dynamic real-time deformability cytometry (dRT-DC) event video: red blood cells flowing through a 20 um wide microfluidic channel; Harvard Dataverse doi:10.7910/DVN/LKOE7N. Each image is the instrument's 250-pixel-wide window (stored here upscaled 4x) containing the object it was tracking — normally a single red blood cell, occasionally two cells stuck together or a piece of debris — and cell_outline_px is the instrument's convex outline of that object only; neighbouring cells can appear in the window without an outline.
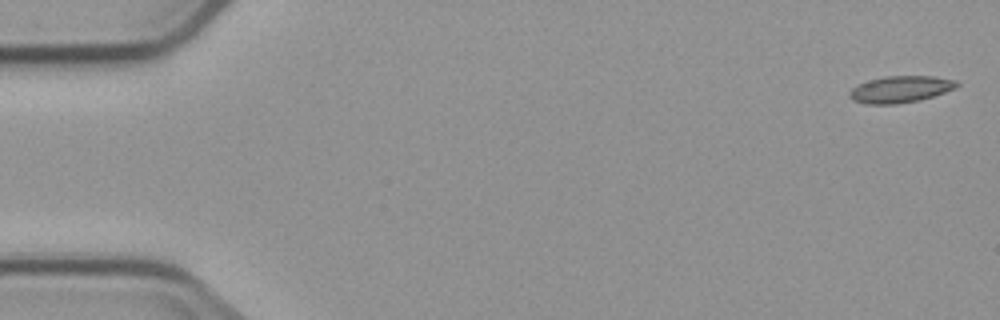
{"species": "common noctule bat (a hibernating species)", "species_latin": "Nyctalus noctula", "temperature_condition": "cold", "stored_images_in_passage": 7, "camera_frame_rate_fps": 3000, "um_per_image_px": 0.085, "animal": {"sex": "male", "body_mass_g": 23.1, "forearm_length_mm": 52.7}, "frame": {"image": 1, "passage_image": 1, "time_ms": 0.0, "image_size_px": [1000, 320], "cell_outline_px": [[960, 84], [956, 88], [932, 96], [916, 100], [892, 104], [864, 104], [852, 100], [848, 96], [848, 92], [856, 84], [868, 80], [884, 76], [932, 76], [956, 80]], "centroid_in_image_um": [76.48, 7.58], "position_along_channel_um": 8.5, "area_um2": 16.7}}
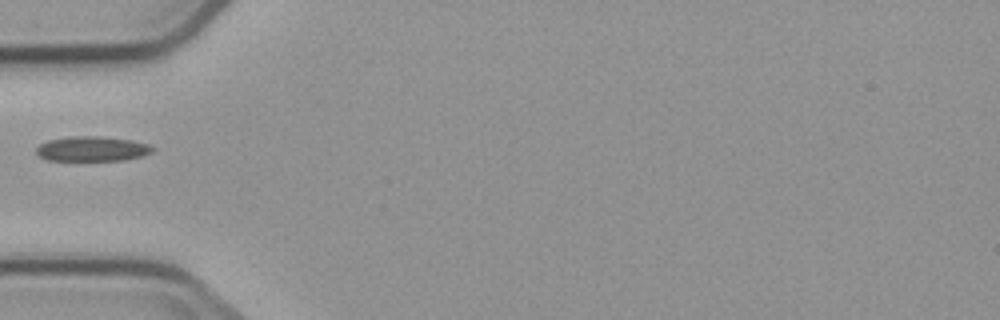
{"frame": {"image": 2, "passage_image": 5, "time_ms": 5.667, "image_size_px": [1000, 320], "cell_outline_px": [[156, 148], [152, 152], [140, 156], [124, 160], [48, 160], [40, 156], [36, 152], [36, 148], [40, 144], [48, 140], [72, 136], [100, 136], [132, 140], [148, 144]], "centroid_in_image_um": [7.84, 12.64], "position_along_channel_um": 77.2, "area_um2": 16.76}}
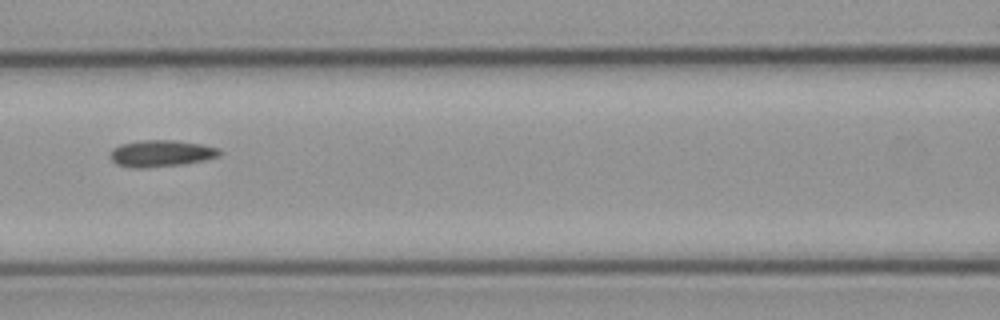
{"frame": {"image": 3, "passage_image": 7, "time_ms": 7.667, "image_size_px": [1000, 320], "cell_outline_px": [[224, 152], [220, 156], [204, 160], [180, 164], [148, 168], [136, 168], [116, 164], [112, 160], [112, 148], [120, 144], [140, 140], [176, 140], [204, 144], [220, 148]], "centroid_in_image_um": [13.76, 13.02], "position_along_channel_um": 152.8, "area_um2": 17.11}}